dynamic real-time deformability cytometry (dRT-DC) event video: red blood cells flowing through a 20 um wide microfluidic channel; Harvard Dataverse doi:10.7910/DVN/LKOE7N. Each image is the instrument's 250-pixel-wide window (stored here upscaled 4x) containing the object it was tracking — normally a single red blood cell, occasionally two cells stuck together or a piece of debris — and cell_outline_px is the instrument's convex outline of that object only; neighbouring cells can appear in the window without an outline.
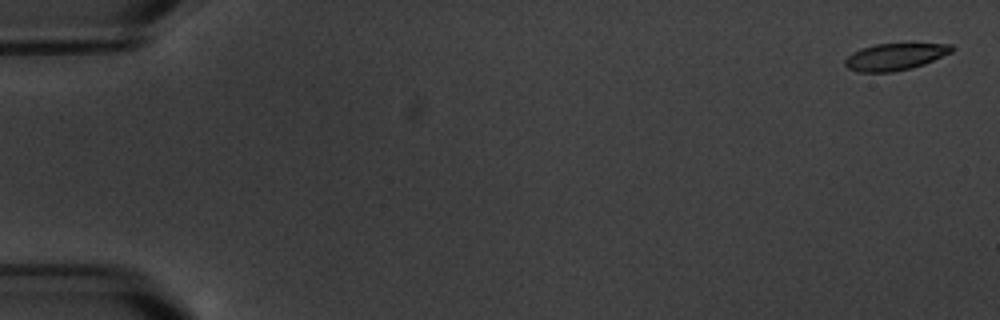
{"species": "common noctule bat (a hibernating species)", "species_latin": "Nyctalus noctula", "temperature_condition": "warm", "stored_images_in_passage": 4, "camera_frame_rate_fps": 3000, "um_per_image_px": 0.085, "animal": {"sex": "male", "body_mass_g": 20.1, "forearm_length_mm": 53.5}, "frame": {"image": 1, "passage_image": 1, "time_ms": 0.0, "image_size_px": [1000, 320], "cell_outline_px": [[956, 48], [952, 52], [924, 64], [912, 68], [892, 72], [856, 72], [848, 68], [844, 64], [844, 60], [852, 52], [860, 48], [876, 44], [952, 44]], "centroid_in_image_um": [76.06, 4.83], "position_along_channel_um": 8.9, "area_um2": 16.76}}